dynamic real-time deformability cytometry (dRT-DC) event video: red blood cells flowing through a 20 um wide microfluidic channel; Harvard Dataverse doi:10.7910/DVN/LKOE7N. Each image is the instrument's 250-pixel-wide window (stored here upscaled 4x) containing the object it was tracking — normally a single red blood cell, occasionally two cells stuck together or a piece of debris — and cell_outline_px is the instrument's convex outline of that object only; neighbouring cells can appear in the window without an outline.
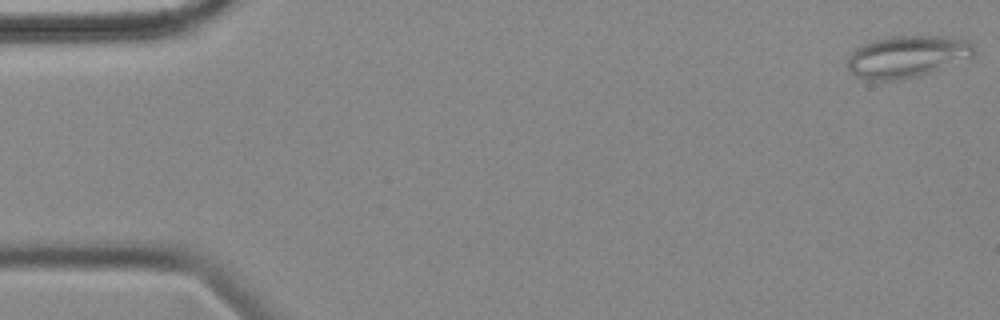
{"species": "common noctule bat (a hibernating species)", "species_latin": "Nyctalus noctula", "temperature_condition": "cold", "stored_images_in_passage": 56, "camera_frame_rate_fps": 3000, "um_per_image_px": 0.085, "animal": {"sex": "female", "body_mass_g": 18.4}, "frame": {"image": 1, "passage_image": 1, "time_ms": 0.0, "image_size_px": [1000, 320], "cell_outline_px": [[976, 52], [972, 56], [928, 72], [916, 76], [892, 80], [868, 80], [856, 76], [848, 68], [848, 56], [860, 44], [888, 36], [944, 36], [968, 40], [976, 48]], "centroid_in_image_um": [77.06, 4.78], "position_along_channel_um": 7.9, "area_um2": 30.52}}
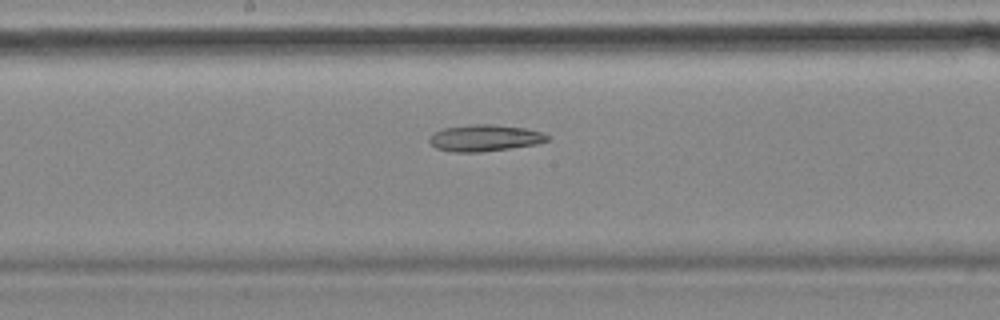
{"frame": {"image": 2, "passage_image": 29, "time_ms": 9.333, "image_size_px": [1000, 320], "cell_outline_px": [[552, 136], [548, 140], [536, 144], [480, 152], [452, 152], [436, 148], [428, 140], [428, 136], [432, 132], [444, 128], [468, 124], [492, 124], [524, 128], [544, 132]], "centroid_in_image_um": [41.18, 11.72], "position_along_channel_um": 207.0, "area_um2": 18.44}}
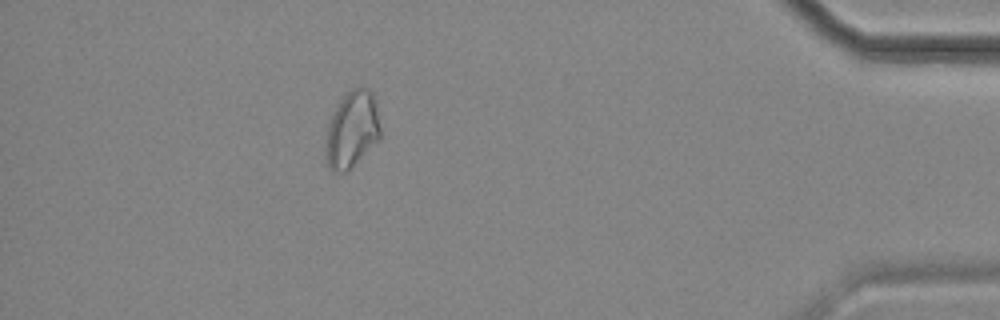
{"frame": {"image": 3, "passage_image": 50, "time_ms": 16.333, "image_size_px": [1000, 320], "cell_outline_px": [[380, 140], [348, 172], [332, 172], [328, 168], [324, 148], [328, 124], [340, 100], [352, 88], [368, 88], [372, 92], [376, 104], [380, 128]], "centroid_in_image_um": [29.92, 11.08], "position_along_channel_um": 405.3, "area_um2": 24.68}}